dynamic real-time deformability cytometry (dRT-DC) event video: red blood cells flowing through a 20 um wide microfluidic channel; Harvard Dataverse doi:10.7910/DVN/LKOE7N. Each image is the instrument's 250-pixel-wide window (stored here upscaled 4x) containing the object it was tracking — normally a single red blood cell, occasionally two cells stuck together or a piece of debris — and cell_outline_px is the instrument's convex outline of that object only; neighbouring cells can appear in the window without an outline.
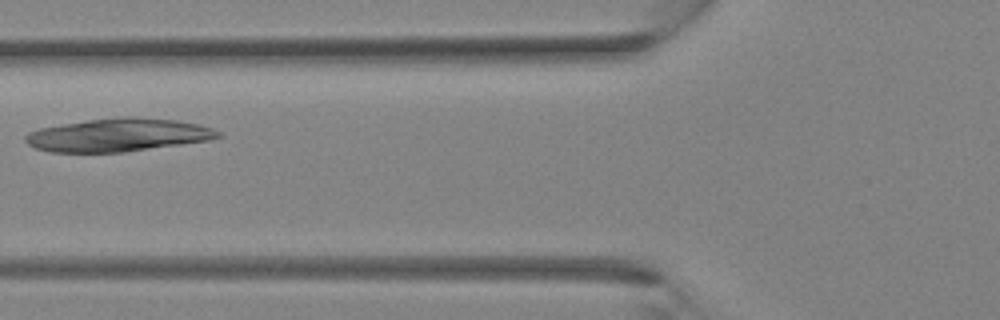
{"species": "Egyptian fruit bat (a non-hibernating species)", "species_latin": "Rousettus aegyptiacus", "temperature_condition": "room temperature", "stored_images_in_passage": 20, "camera_frame_rate_fps": 3000, "um_per_image_px": 0.085, "animal": {"sex": "female"}, "frame": {"image": 1, "passage_image": 10, "time_ms": 3.0, "image_size_px": [1000, 320], "cell_outline_px": [[220, 136], [208, 140], [124, 152], [52, 152], [36, 148], [28, 144], [24, 140], [24, 136], [28, 132], [40, 128], [88, 120], [124, 116], [132, 116], [176, 120], [200, 124], [212, 128], [220, 132]], "centroid_in_image_um": [10.03, 11.47], "position_along_channel_um": 115.8, "area_um2": 36.88}}
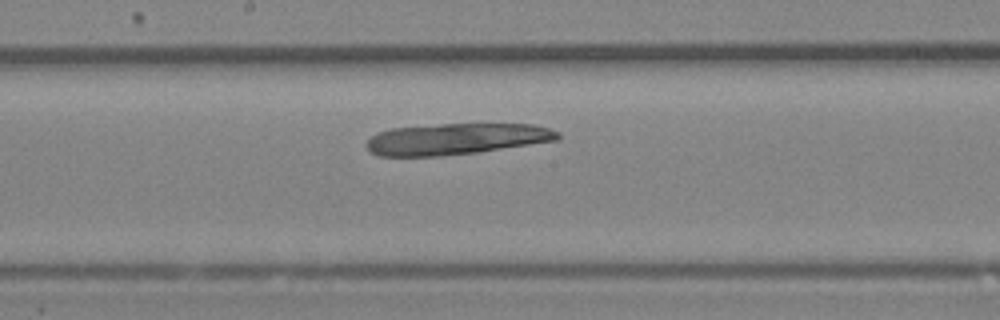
{"frame": {"image": 2, "passage_image": 15, "time_ms": 4.667, "image_size_px": [1000, 320], "cell_outline_px": [[560, 140], [476, 152], [440, 156], [376, 156], [368, 152], [364, 144], [376, 132], [392, 128], [440, 124], [532, 124], [548, 128], [560, 132]], "centroid_in_image_um": [38.73, 11.81], "position_along_channel_um": 209.5, "area_um2": 35.03}}
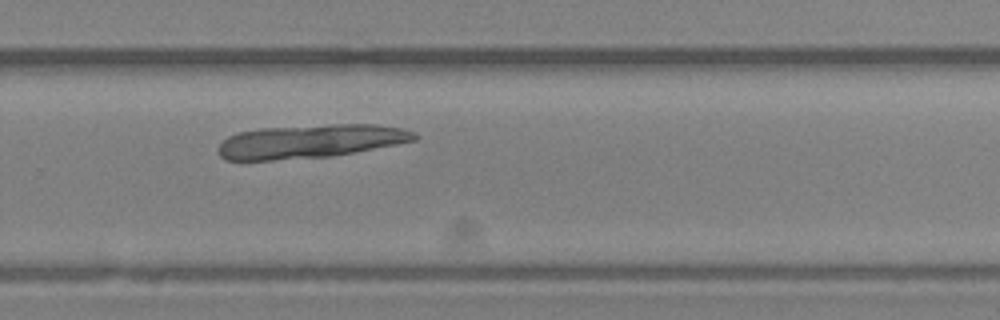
{"frame": {"image": 3, "passage_image": 20, "time_ms": 6.333, "image_size_px": [1000, 320], "cell_outline_px": [[420, 136], [416, 140], [396, 144], [332, 156], [272, 160], [224, 160], [220, 156], [216, 148], [228, 136], [236, 132], [260, 128], [332, 124], [376, 124], [404, 128], [416, 132]], "centroid_in_image_um": [26.37, 12.0], "position_along_channel_um": 303.4, "area_um2": 38.61}}